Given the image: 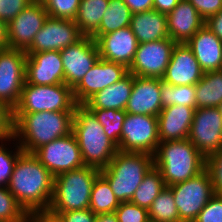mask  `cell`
Listing matches in <instances>:
<instances>
[{
  "label": "cell",
  "instance_id": "cell-1",
  "mask_svg": "<svg viewBox=\"0 0 222 222\" xmlns=\"http://www.w3.org/2000/svg\"><path fill=\"white\" fill-rule=\"evenodd\" d=\"M53 186L54 176L33 154L23 152L17 158L7 189L28 214L49 209Z\"/></svg>",
  "mask_w": 222,
  "mask_h": 222
},
{
  "label": "cell",
  "instance_id": "cell-2",
  "mask_svg": "<svg viewBox=\"0 0 222 222\" xmlns=\"http://www.w3.org/2000/svg\"><path fill=\"white\" fill-rule=\"evenodd\" d=\"M74 112L42 111L13 114V137L25 153L33 154L51 141L72 133Z\"/></svg>",
  "mask_w": 222,
  "mask_h": 222
},
{
  "label": "cell",
  "instance_id": "cell-3",
  "mask_svg": "<svg viewBox=\"0 0 222 222\" xmlns=\"http://www.w3.org/2000/svg\"><path fill=\"white\" fill-rule=\"evenodd\" d=\"M72 133L79 144L85 166L99 170L106 168L118 152V146L107 137L103 126L83 104L75 106Z\"/></svg>",
  "mask_w": 222,
  "mask_h": 222
},
{
  "label": "cell",
  "instance_id": "cell-4",
  "mask_svg": "<svg viewBox=\"0 0 222 222\" xmlns=\"http://www.w3.org/2000/svg\"><path fill=\"white\" fill-rule=\"evenodd\" d=\"M153 162L168 187L205 170V157L188 139L160 142L153 155Z\"/></svg>",
  "mask_w": 222,
  "mask_h": 222
},
{
  "label": "cell",
  "instance_id": "cell-5",
  "mask_svg": "<svg viewBox=\"0 0 222 222\" xmlns=\"http://www.w3.org/2000/svg\"><path fill=\"white\" fill-rule=\"evenodd\" d=\"M154 167L153 155L118 151L100 174L119 202H130L144 176Z\"/></svg>",
  "mask_w": 222,
  "mask_h": 222
},
{
  "label": "cell",
  "instance_id": "cell-6",
  "mask_svg": "<svg viewBox=\"0 0 222 222\" xmlns=\"http://www.w3.org/2000/svg\"><path fill=\"white\" fill-rule=\"evenodd\" d=\"M99 174V169L84 166L54 177L49 209L55 213L89 209L92 187Z\"/></svg>",
  "mask_w": 222,
  "mask_h": 222
},
{
  "label": "cell",
  "instance_id": "cell-7",
  "mask_svg": "<svg viewBox=\"0 0 222 222\" xmlns=\"http://www.w3.org/2000/svg\"><path fill=\"white\" fill-rule=\"evenodd\" d=\"M76 105L73 89L65 83L42 86L25 81L19 103L13 109V114L42 111L74 112Z\"/></svg>",
  "mask_w": 222,
  "mask_h": 222
},
{
  "label": "cell",
  "instance_id": "cell-8",
  "mask_svg": "<svg viewBox=\"0 0 222 222\" xmlns=\"http://www.w3.org/2000/svg\"><path fill=\"white\" fill-rule=\"evenodd\" d=\"M169 188L181 222H193L214 195L212 181L206 170Z\"/></svg>",
  "mask_w": 222,
  "mask_h": 222
},
{
  "label": "cell",
  "instance_id": "cell-9",
  "mask_svg": "<svg viewBox=\"0 0 222 222\" xmlns=\"http://www.w3.org/2000/svg\"><path fill=\"white\" fill-rule=\"evenodd\" d=\"M159 143L156 116L126 114L118 151L154 155Z\"/></svg>",
  "mask_w": 222,
  "mask_h": 222
},
{
  "label": "cell",
  "instance_id": "cell-10",
  "mask_svg": "<svg viewBox=\"0 0 222 222\" xmlns=\"http://www.w3.org/2000/svg\"><path fill=\"white\" fill-rule=\"evenodd\" d=\"M26 57L23 50L0 49V102L12 110L19 103L26 81Z\"/></svg>",
  "mask_w": 222,
  "mask_h": 222
},
{
  "label": "cell",
  "instance_id": "cell-11",
  "mask_svg": "<svg viewBox=\"0 0 222 222\" xmlns=\"http://www.w3.org/2000/svg\"><path fill=\"white\" fill-rule=\"evenodd\" d=\"M33 155L54 177L85 166L73 133L43 145Z\"/></svg>",
  "mask_w": 222,
  "mask_h": 222
},
{
  "label": "cell",
  "instance_id": "cell-12",
  "mask_svg": "<svg viewBox=\"0 0 222 222\" xmlns=\"http://www.w3.org/2000/svg\"><path fill=\"white\" fill-rule=\"evenodd\" d=\"M188 140L204 157L222 148V113L219 107L195 109Z\"/></svg>",
  "mask_w": 222,
  "mask_h": 222
},
{
  "label": "cell",
  "instance_id": "cell-13",
  "mask_svg": "<svg viewBox=\"0 0 222 222\" xmlns=\"http://www.w3.org/2000/svg\"><path fill=\"white\" fill-rule=\"evenodd\" d=\"M175 44L170 38L139 43L133 61L128 68L129 73L134 76L162 79Z\"/></svg>",
  "mask_w": 222,
  "mask_h": 222
},
{
  "label": "cell",
  "instance_id": "cell-14",
  "mask_svg": "<svg viewBox=\"0 0 222 222\" xmlns=\"http://www.w3.org/2000/svg\"><path fill=\"white\" fill-rule=\"evenodd\" d=\"M83 37L84 35L74 20L48 16L43 27L34 36L31 46L25 52L60 51L77 43Z\"/></svg>",
  "mask_w": 222,
  "mask_h": 222
},
{
  "label": "cell",
  "instance_id": "cell-15",
  "mask_svg": "<svg viewBox=\"0 0 222 222\" xmlns=\"http://www.w3.org/2000/svg\"><path fill=\"white\" fill-rule=\"evenodd\" d=\"M64 67V83L72 89L100 59L96 41L84 36L77 43L60 50Z\"/></svg>",
  "mask_w": 222,
  "mask_h": 222
},
{
  "label": "cell",
  "instance_id": "cell-16",
  "mask_svg": "<svg viewBox=\"0 0 222 222\" xmlns=\"http://www.w3.org/2000/svg\"><path fill=\"white\" fill-rule=\"evenodd\" d=\"M47 18L43 2H31L7 24L8 47L26 51Z\"/></svg>",
  "mask_w": 222,
  "mask_h": 222
},
{
  "label": "cell",
  "instance_id": "cell-17",
  "mask_svg": "<svg viewBox=\"0 0 222 222\" xmlns=\"http://www.w3.org/2000/svg\"><path fill=\"white\" fill-rule=\"evenodd\" d=\"M128 73L126 66L100 58L73 88L76 104H84L95 93L121 80Z\"/></svg>",
  "mask_w": 222,
  "mask_h": 222
},
{
  "label": "cell",
  "instance_id": "cell-18",
  "mask_svg": "<svg viewBox=\"0 0 222 222\" xmlns=\"http://www.w3.org/2000/svg\"><path fill=\"white\" fill-rule=\"evenodd\" d=\"M26 54L27 83L42 86L64 83V67L60 51Z\"/></svg>",
  "mask_w": 222,
  "mask_h": 222
},
{
  "label": "cell",
  "instance_id": "cell-19",
  "mask_svg": "<svg viewBox=\"0 0 222 222\" xmlns=\"http://www.w3.org/2000/svg\"><path fill=\"white\" fill-rule=\"evenodd\" d=\"M101 59L130 67L138 47V41L129 26L101 35L97 40Z\"/></svg>",
  "mask_w": 222,
  "mask_h": 222
},
{
  "label": "cell",
  "instance_id": "cell-20",
  "mask_svg": "<svg viewBox=\"0 0 222 222\" xmlns=\"http://www.w3.org/2000/svg\"><path fill=\"white\" fill-rule=\"evenodd\" d=\"M203 74L191 48L186 43H176L162 80L174 86L196 85Z\"/></svg>",
  "mask_w": 222,
  "mask_h": 222
},
{
  "label": "cell",
  "instance_id": "cell-21",
  "mask_svg": "<svg viewBox=\"0 0 222 222\" xmlns=\"http://www.w3.org/2000/svg\"><path fill=\"white\" fill-rule=\"evenodd\" d=\"M161 79L133 75V88L126 113L158 116L161 104Z\"/></svg>",
  "mask_w": 222,
  "mask_h": 222
},
{
  "label": "cell",
  "instance_id": "cell-22",
  "mask_svg": "<svg viewBox=\"0 0 222 222\" xmlns=\"http://www.w3.org/2000/svg\"><path fill=\"white\" fill-rule=\"evenodd\" d=\"M166 17L169 37L175 43H187L205 25L203 17L187 0H180Z\"/></svg>",
  "mask_w": 222,
  "mask_h": 222
},
{
  "label": "cell",
  "instance_id": "cell-23",
  "mask_svg": "<svg viewBox=\"0 0 222 222\" xmlns=\"http://www.w3.org/2000/svg\"><path fill=\"white\" fill-rule=\"evenodd\" d=\"M195 108L171 105L163 108L158 119L160 142L188 139Z\"/></svg>",
  "mask_w": 222,
  "mask_h": 222
},
{
  "label": "cell",
  "instance_id": "cell-24",
  "mask_svg": "<svg viewBox=\"0 0 222 222\" xmlns=\"http://www.w3.org/2000/svg\"><path fill=\"white\" fill-rule=\"evenodd\" d=\"M204 73L221 70L222 41L205 25L186 43Z\"/></svg>",
  "mask_w": 222,
  "mask_h": 222
},
{
  "label": "cell",
  "instance_id": "cell-25",
  "mask_svg": "<svg viewBox=\"0 0 222 222\" xmlns=\"http://www.w3.org/2000/svg\"><path fill=\"white\" fill-rule=\"evenodd\" d=\"M133 88V74L128 73L121 80L90 97L83 105L88 109L125 110Z\"/></svg>",
  "mask_w": 222,
  "mask_h": 222
},
{
  "label": "cell",
  "instance_id": "cell-26",
  "mask_svg": "<svg viewBox=\"0 0 222 222\" xmlns=\"http://www.w3.org/2000/svg\"><path fill=\"white\" fill-rule=\"evenodd\" d=\"M129 27L136 36L138 43L170 38L167 29V17L156 10L134 13Z\"/></svg>",
  "mask_w": 222,
  "mask_h": 222
},
{
  "label": "cell",
  "instance_id": "cell-27",
  "mask_svg": "<svg viewBox=\"0 0 222 222\" xmlns=\"http://www.w3.org/2000/svg\"><path fill=\"white\" fill-rule=\"evenodd\" d=\"M196 109L222 104V70L206 72L195 85Z\"/></svg>",
  "mask_w": 222,
  "mask_h": 222
},
{
  "label": "cell",
  "instance_id": "cell-28",
  "mask_svg": "<svg viewBox=\"0 0 222 222\" xmlns=\"http://www.w3.org/2000/svg\"><path fill=\"white\" fill-rule=\"evenodd\" d=\"M133 13L123 0H109L99 28L91 35L96 41L101 35L130 26Z\"/></svg>",
  "mask_w": 222,
  "mask_h": 222
},
{
  "label": "cell",
  "instance_id": "cell-29",
  "mask_svg": "<svg viewBox=\"0 0 222 222\" xmlns=\"http://www.w3.org/2000/svg\"><path fill=\"white\" fill-rule=\"evenodd\" d=\"M109 0H81L74 19L84 36H91L98 28L108 7Z\"/></svg>",
  "mask_w": 222,
  "mask_h": 222
},
{
  "label": "cell",
  "instance_id": "cell-30",
  "mask_svg": "<svg viewBox=\"0 0 222 222\" xmlns=\"http://www.w3.org/2000/svg\"><path fill=\"white\" fill-rule=\"evenodd\" d=\"M120 202L115 197L108 181L99 174L94 180L89 209L95 214L114 212Z\"/></svg>",
  "mask_w": 222,
  "mask_h": 222
},
{
  "label": "cell",
  "instance_id": "cell-31",
  "mask_svg": "<svg viewBox=\"0 0 222 222\" xmlns=\"http://www.w3.org/2000/svg\"><path fill=\"white\" fill-rule=\"evenodd\" d=\"M166 187L160 171L153 167L143 178L138 189L134 192L131 203L147 210L160 192Z\"/></svg>",
  "mask_w": 222,
  "mask_h": 222
},
{
  "label": "cell",
  "instance_id": "cell-32",
  "mask_svg": "<svg viewBox=\"0 0 222 222\" xmlns=\"http://www.w3.org/2000/svg\"><path fill=\"white\" fill-rule=\"evenodd\" d=\"M161 104L162 107L183 105L196 109L195 85L174 86L161 79Z\"/></svg>",
  "mask_w": 222,
  "mask_h": 222
},
{
  "label": "cell",
  "instance_id": "cell-33",
  "mask_svg": "<svg viewBox=\"0 0 222 222\" xmlns=\"http://www.w3.org/2000/svg\"><path fill=\"white\" fill-rule=\"evenodd\" d=\"M152 222H181L171 189L166 186L148 209Z\"/></svg>",
  "mask_w": 222,
  "mask_h": 222
},
{
  "label": "cell",
  "instance_id": "cell-34",
  "mask_svg": "<svg viewBox=\"0 0 222 222\" xmlns=\"http://www.w3.org/2000/svg\"><path fill=\"white\" fill-rule=\"evenodd\" d=\"M103 126L107 137L119 146L123 122L126 116L125 110L116 109H89Z\"/></svg>",
  "mask_w": 222,
  "mask_h": 222
},
{
  "label": "cell",
  "instance_id": "cell-35",
  "mask_svg": "<svg viewBox=\"0 0 222 222\" xmlns=\"http://www.w3.org/2000/svg\"><path fill=\"white\" fill-rule=\"evenodd\" d=\"M12 150L11 148V142ZM8 143V144H7ZM10 143V144H9ZM7 146V147H6ZM11 148H9V147ZM23 153L18 142L13 138L0 141V187H7L17 158Z\"/></svg>",
  "mask_w": 222,
  "mask_h": 222
},
{
  "label": "cell",
  "instance_id": "cell-36",
  "mask_svg": "<svg viewBox=\"0 0 222 222\" xmlns=\"http://www.w3.org/2000/svg\"><path fill=\"white\" fill-rule=\"evenodd\" d=\"M27 216L7 187H0V219L7 222H27Z\"/></svg>",
  "mask_w": 222,
  "mask_h": 222
},
{
  "label": "cell",
  "instance_id": "cell-37",
  "mask_svg": "<svg viewBox=\"0 0 222 222\" xmlns=\"http://www.w3.org/2000/svg\"><path fill=\"white\" fill-rule=\"evenodd\" d=\"M81 0H45L44 7L49 17L74 20Z\"/></svg>",
  "mask_w": 222,
  "mask_h": 222
},
{
  "label": "cell",
  "instance_id": "cell-38",
  "mask_svg": "<svg viewBox=\"0 0 222 222\" xmlns=\"http://www.w3.org/2000/svg\"><path fill=\"white\" fill-rule=\"evenodd\" d=\"M205 170L212 181L214 194L222 195V148L205 157Z\"/></svg>",
  "mask_w": 222,
  "mask_h": 222
},
{
  "label": "cell",
  "instance_id": "cell-39",
  "mask_svg": "<svg viewBox=\"0 0 222 222\" xmlns=\"http://www.w3.org/2000/svg\"><path fill=\"white\" fill-rule=\"evenodd\" d=\"M114 212L116 213L118 222L150 221L148 210L131 202H120L119 207Z\"/></svg>",
  "mask_w": 222,
  "mask_h": 222
},
{
  "label": "cell",
  "instance_id": "cell-40",
  "mask_svg": "<svg viewBox=\"0 0 222 222\" xmlns=\"http://www.w3.org/2000/svg\"><path fill=\"white\" fill-rule=\"evenodd\" d=\"M193 222H222V195L214 194Z\"/></svg>",
  "mask_w": 222,
  "mask_h": 222
},
{
  "label": "cell",
  "instance_id": "cell-41",
  "mask_svg": "<svg viewBox=\"0 0 222 222\" xmlns=\"http://www.w3.org/2000/svg\"><path fill=\"white\" fill-rule=\"evenodd\" d=\"M31 2L32 0H0V20L8 24Z\"/></svg>",
  "mask_w": 222,
  "mask_h": 222
},
{
  "label": "cell",
  "instance_id": "cell-42",
  "mask_svg": "<svg viewBox=\"0 0 222 222\" xmlns=\"http://www.w3.org/2000/svg\"><path fill=\"white\" fill-rule=\"evenodd\" d=\"M13 138V110L0 102V141Z\"/></svg>",
  "mask_w": 222,
  "mask_h": 222
},
{
  "label": "cell",
  "instance_id": "cell-43",
  "mask_svg": "<svg viewBox=\"0 0 222 222\" xmlns=\"http://www.w3.org/2000/svg\"><path fill=\"white\" fill-rule=\"evenodd\" d=\"M206 20L208 17L217 14L222 9V0H187Z\"/></svg>",
  "mask_w": 222,
  "mask_h": 222
},
{
  "label": "cell",
  "instance_id": "cell-44",
  "mask_svg": "<svg viewBox=\"0 0 222 222\" xmlns=\"http://www.w3.org/2000/svg\"><path fill=\"white\" fill-rule=\"evenodd\" d=\"M27 222H65L63 217L50 209H38L28 213Z\"/></svg>",
  "mask_w": 222,
  "mask_h": 222
},
{
  "label": "cell",
  "instance_id": "cell-45",
  "mask_svg": "<svg viewBox=\"0 0 222 222\" xmlns=\"http://www.w3.org/2000/svg\"><path fill=\"white\" fill-rule=\"evenodd\" d=\"M60 214L65 222H94L96 215L90 209L73 210Z\"/></svg>",
  "mask_w": 222,
  "mask_h": 222
},
{
  "label": "cell",
  "instance_id": "cell-46",
  "mask_svg": "<svg viewBox=\"0 0 222 222\" xmlns=\"http://www.w3.org/2000/svg\"><path fill=\"white\" fill-rule=\"evenodd\" d=\"M208 27L222 41V9L205 20Z\"/></svg>",
  "mask_w": 222,
  "mask_h": 222
},
{
  "label": "cell",
  "instance_id": "cell-47",
  "mask_svg": "<svg viewBox=\"0 0 222 222\" xmlns=\"http://www.w3.org/2000/svg\"><path fill=\"white\" fill-rule=\"evenodd\" d=\"M131 12L139 13L153 10V0H123Z\"/></svg>",
  "mask_w": 222,
  "mask_h": 222
},
{
  "label": "cell",
  "instance_id": "cell-48",
  "mask_svg": "<svg viewBox=\"0 0 222 222\" xmlns=\"http://www.w3.org/2000/svg\"><path fill=\"white\" fill-rule=\"evenodd\" d=\"M180 0H153V10L162 14H169L179 3Z\"/></svg>",
  "mask_w": 222,
  "mask_h": 222
},
{
  "label": "cell",
  "instance_id": "cell-49",
  "mask_svg": "<svg viewBox=\"0 0 222 222\" xmlns=\"http://www.w3.org/2000/svg\"><path fill=\"white\" fill-rule=\"evenodd\" d=\"M7 30V23L0 20V49L8 47Z\"/></svg>",
  "mask_w": 222,
  "mask_h": 222
},
{
  "label": "cell",
  "instance_id": "cell-50",
  "mask_svg": "<svg viewBox=\"0 0 222 222\" xmlns=\"http://www.w3.org/2000/svg\"><path fill=\"white\" fill-rule=\"evenodd\" d=\"M94 222H118L115 212L101 213L96 215Z\"/></svg>",
  "mask_w": 222,
  "mask_h": 222
},
{
  "label": "cell",
  "instance_id": "cell-51",
  "mask_svg": "<svg viewBox=\"0 0 222 222\" xmlns=\"http://www.w3.org/2000/svg\"><path fill=\"white\" fill-rule=\"evenodd\" d=\"M45 0H32V2H44Z\"/></svg>",
  "mask_w": 222,
  "mask_h": 222
}]
</instances>
